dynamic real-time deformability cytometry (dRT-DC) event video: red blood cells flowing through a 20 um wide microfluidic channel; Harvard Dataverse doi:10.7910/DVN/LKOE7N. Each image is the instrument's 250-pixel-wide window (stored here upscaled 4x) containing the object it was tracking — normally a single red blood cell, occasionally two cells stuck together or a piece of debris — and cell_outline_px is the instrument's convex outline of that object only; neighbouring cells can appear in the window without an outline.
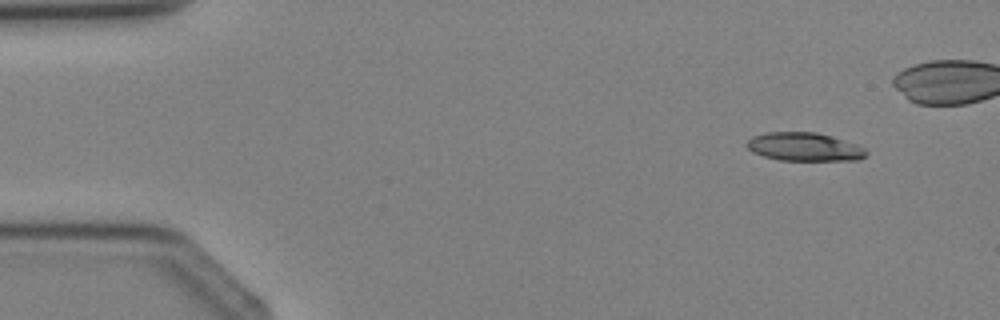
{"species": "Egyptian fruit bat (a non-hibernating species)", "species_latin": "Rousettus aegyptiacus", "temperature_condition": "cold", "stored_images_in_passage": 3, "segment_of_instrument_passage": [1, 2], "camera_frame_rate_fps": 3000, "um_per_image_px": 0.085, "animal": {"sex": "female"}, "frame": {"image": 1, "passage_image": 1, "time_ms": 0.0, "image_size_px": [1000, 320], "cell_outline_px": [[868, 152], [860, 160], [780, 160], [764, 156], [752, 152], [744, 144], [752, 136], [764, 132], [816, 132], [856, 144], [864, 148]], "centroid_in_image_um": [68.33, 12.48], "position_along_channel_um": 16.7, "area_um2": 19.71}}